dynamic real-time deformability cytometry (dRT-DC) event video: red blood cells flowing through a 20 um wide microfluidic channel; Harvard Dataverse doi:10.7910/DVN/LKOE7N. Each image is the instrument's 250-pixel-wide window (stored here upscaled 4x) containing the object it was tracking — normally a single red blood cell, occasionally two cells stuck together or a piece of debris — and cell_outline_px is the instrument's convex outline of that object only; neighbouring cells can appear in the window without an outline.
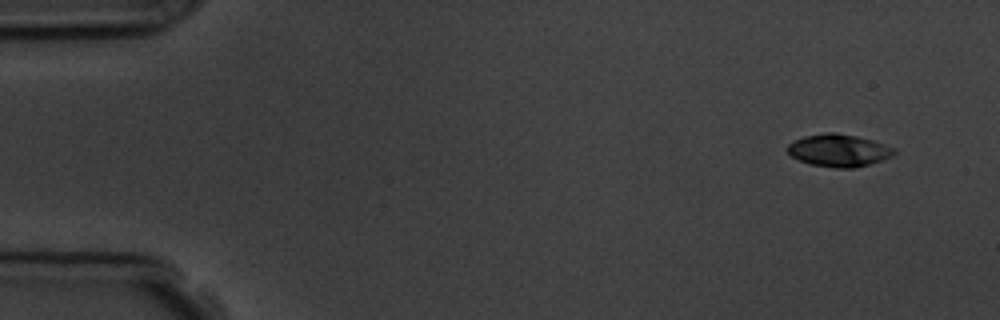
{"species": "common noctule bat (a hibernating species)", "species_latin": "Nyctalus noctula", "temperature_condition": "room temperature", "stored_images_in_passage": 4, "camera_frame_rate_fps": 3000, "um_per_image_px": 0.085, "animal": {"sex": "male", "body_mass_g": 19.5, "forearm_length_mm": 54.6}, "frame": {"image": 1, "passage_image": 1, "time_ms": 0.0, "image_size_px": [1000, 320], "cell_outline_px": [[896, 152], [892, 156], [868, 164], [852, 168], [836, 168], [812, 164], [800, 160], [792, 156], [784, 148], [788, 144], [804, 136], [828, 132], [836, 132], [856, 136], [872, 140], [896, 148]], "centroid_in_image_um": [71.28, 12.77], "position_along_channel_um": 13.7, "area_um2": 20.0}}